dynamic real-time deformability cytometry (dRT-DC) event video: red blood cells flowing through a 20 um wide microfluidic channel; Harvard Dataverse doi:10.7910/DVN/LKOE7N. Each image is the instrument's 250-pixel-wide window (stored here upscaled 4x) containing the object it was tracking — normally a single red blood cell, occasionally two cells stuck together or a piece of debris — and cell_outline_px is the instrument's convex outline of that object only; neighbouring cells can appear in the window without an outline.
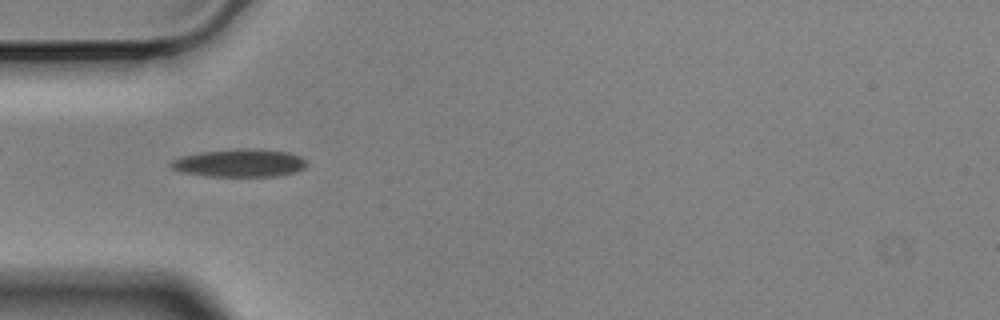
{"species": "Egyptian fruit bat (a non-hibernating species)", "species_latin": "Rousettus aegyptiacus", "temperature_condition": "cold", "stored_images_in_passage": 9, "camera_frame_rate_fps": 3000, "um_per_image_px": 0.085, "animal": {"sex": "male"}, "frame": {"image": 1, "passage_image": 1, "time_ms": 0.0, "image_size_px": [1000, 320], "cell_outline_px": [[308, 164], [304, 168], [296, 172], [276, 176], [204, 176], [184, 172], [172, 168], [168, 164], [172, 160], [184, 156], [200, 152], [236, 148], [260, 148], [288, 152], [300, 156], [308, 160]], "centroid_in_image_um": [20.42, 13.84], "position_along_channel_um": 64.6, "area_um2": 22.31}}
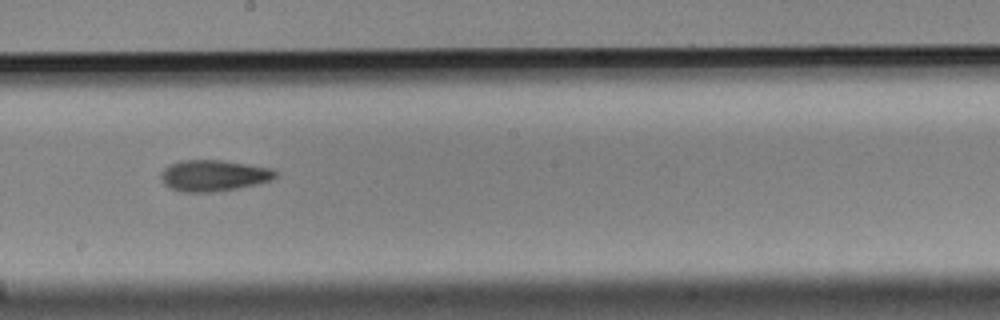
{"frame": {"image": 2, "passage_image": 5, "time_ms": 1.333, "image_size_px": [1000, 320], "cell_outline_px": [[276, 176], [272, 180], [256, 184], [216, 192], [180, 192], [164, 184], [160, 180], [160, 172], [168, 164], [180, 160], [224, 160], [272, 168], [276, 172]], "centroid_in_image_um": [18.12, 14.91], "position_along_channel_um": 230.1, "area_um2": 21.04}}
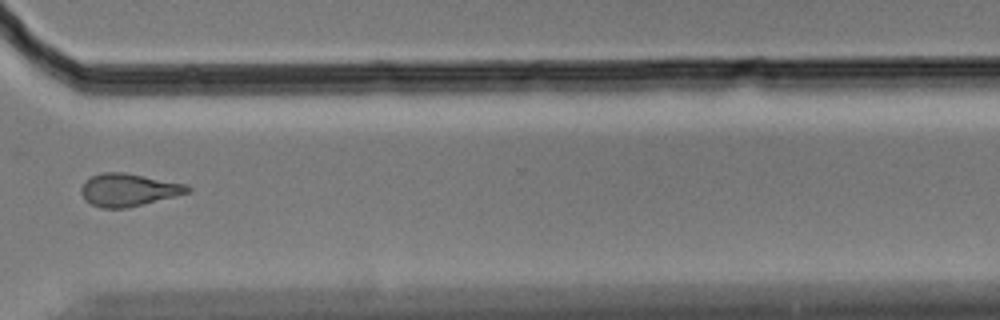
{"frame": {"image": 3, "passage_image": 8, "time_ms": 2.333, "image_size_px": [1000, 320], "cell_outline_px": [[192, 192], [128, 208], [100, 208], [84, 200], [80, 192], [80, 188], [92, 176], [104, 172], [124, 172], [184, 184], [192, 188]], "centroid_in_image_um": [10.92, 16.15], "position_along_channel_um": 359.7, "area_um2": 20.17}}